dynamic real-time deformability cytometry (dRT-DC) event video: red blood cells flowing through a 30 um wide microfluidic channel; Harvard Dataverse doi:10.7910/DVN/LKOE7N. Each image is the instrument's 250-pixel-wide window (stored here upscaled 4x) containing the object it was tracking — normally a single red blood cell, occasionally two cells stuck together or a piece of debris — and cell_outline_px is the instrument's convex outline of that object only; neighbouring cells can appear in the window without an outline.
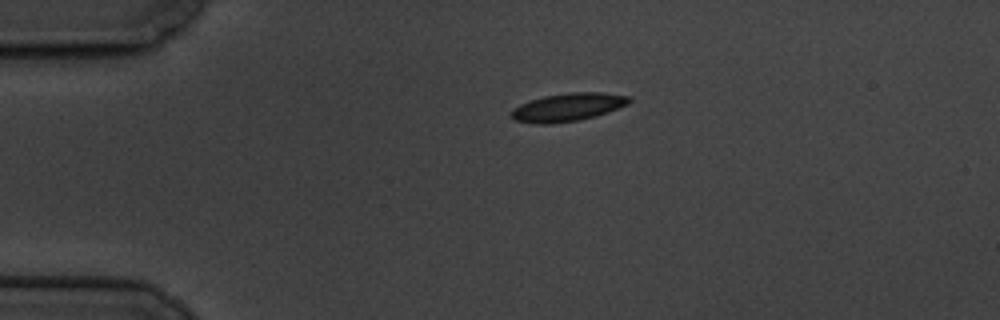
{"species": "common noctule bat (a hibernating species)", "species_latin": "Nyctalus noctula", "temperature_condition": "cold", "stored_images_in_passage": 8, "camera_frame_rate_fps": 3000, "um_per_image_px": 0.085, "animal": {"sex": "male", "body_mass_g": 19.5, "forearm_length_mm": 54.6}, "frame": {"image": 1, "passage_image": 1, "time_ms": 0.0, "image_size_px": [1000, 320], "cell_outline_px": [[632, 100], [628, 104], [608, 112], [596, 116], [580, 120], [552, 124], [532, 124], [516, 120], [508, 116], [512, 108], [520, 104], [544, 96], [572, 92], [604, 92], [632, 96]], "centroid_in_image_um": [48.27, 9.12], "position_along_channel_um": 36.7, "area_um2": 19.59}}
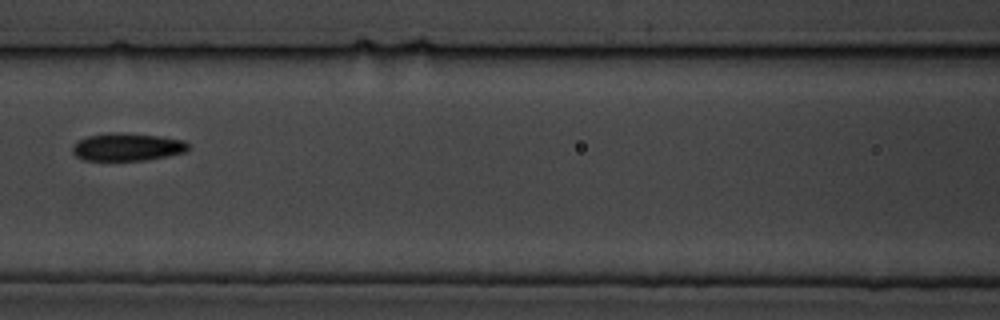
{"frame": {"image": 2, "passage_image": 5, "time_ms": 4.667, "image_size_px": [1000, 320], "cell_outline_px": [[188, 148], [184, 152], [168, 156], [148, 160], [84, 160], [76, 156], [72, 152], [72, 144], [76, 140], [88, 136], [108, 132], [116, 132], [160, 136], [184, 140], [188, 144]], "centroid_in_image_um": [10.77, 12.49], "position_along_channel_um": 155.8, "area_um2": 18.84}}
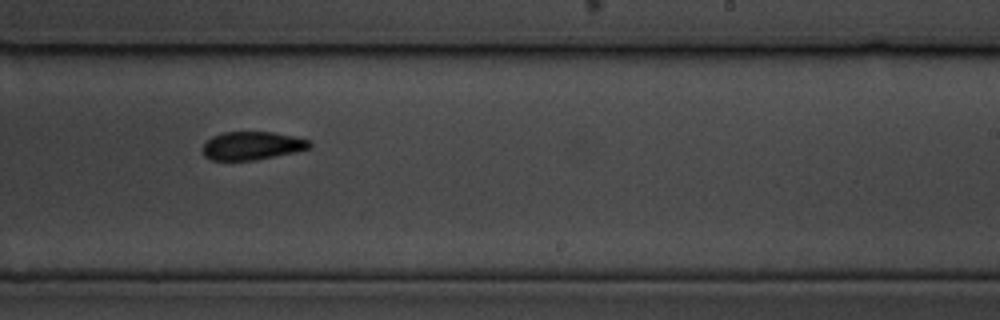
{"frame": {"image": 3, "passage_image": 8, "time_ms": 8.0, "image_size_px": [1000, 320], "cell_outline_px": [[312, 148], [252, 160], [212, 160], [204, 156], [204, 144], [212, 136], [224, 132], [272, 132], [292, 136], [308, 140], [312, 144]], "centroid_in_image_um": [21.41, 12.38], "position_along_channel_um": 267.6, "area_um2": 17.22}}